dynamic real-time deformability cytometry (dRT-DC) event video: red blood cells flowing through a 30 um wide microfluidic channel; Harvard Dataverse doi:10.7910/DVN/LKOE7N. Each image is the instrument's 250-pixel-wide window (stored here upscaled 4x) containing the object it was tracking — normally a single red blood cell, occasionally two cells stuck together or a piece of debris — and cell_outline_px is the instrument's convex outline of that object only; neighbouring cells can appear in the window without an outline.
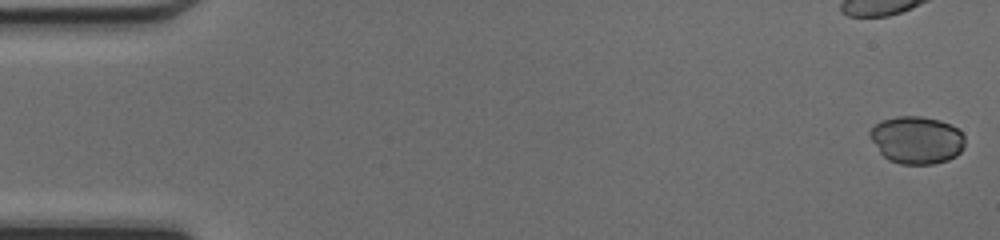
{"species": "common noctule bat (a hibernating species)", "species_latin": "Nyctalus noctula", "temperature_condition": "cold", "stored_images_in_passage": 48, "camera_frame_rate_fps": 3000, "um_per_image_px": 0.085, "animal": {"sex": "female", "body_mass_g": 17.0, "forearm_length_mm": 48.0}, "frame": {"image": 1, "passage_image": 1, "time_ms": 0.0, "image_size_px": [1000, 240], "cell_outline_px": [[964, 144], [960, 152], [956, 156], [948, 160], [932, 164], [900, 164], [888, 160], [880, 152], [868, 136], [868, 132], [880, 120], [896, 116], [920, 116], [940, 120], [956, 128], [964, 136]], "centroid_in_image_um": [77.89, 11.9], "position_along_channel_um": 7.1, "area_um2": 26.36}}